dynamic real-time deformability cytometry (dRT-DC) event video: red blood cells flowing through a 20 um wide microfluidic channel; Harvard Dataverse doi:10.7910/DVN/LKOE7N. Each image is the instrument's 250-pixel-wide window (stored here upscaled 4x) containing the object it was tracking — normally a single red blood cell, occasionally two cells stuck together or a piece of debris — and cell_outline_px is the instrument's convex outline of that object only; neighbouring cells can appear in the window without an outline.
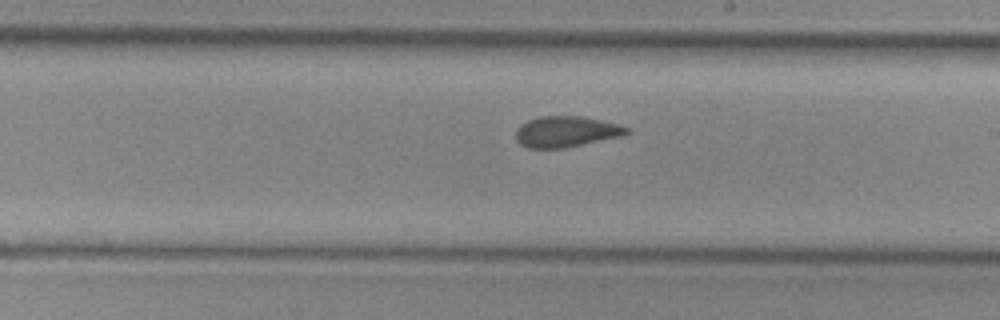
{"species": "common noctule bat (a hibernating species)", "species_latin": "Nyctalus noctula", "temperature_condition": "cold", "stored_images_in_passage": 11, "segment_of_instrument_passage": [2, 2], "camera_frame_rate_fps": 3000, "um_per_image_px": 0.085, "animal": {"sex": "female", "body_mass_g": 29.2, "forearm_length_mm": 56.3}, "frame": {"image": 1, "passage_image": 11, "time_ms": 3.333, "image_size_px": [1000, 320], "cell_outline_px": [[628, 132], [624, 136], [564, 148], [528, 148], [520, 144], [516, 140], [516, 128], [520, 124], [528, 120], [540, 116], [580, 116], [600, 120], [616, 124], [628, 128]], "centroid_in_image_um": [48.08, 11.19], "position_along_channel_um": 240.9, "area_um2": 19.94}}